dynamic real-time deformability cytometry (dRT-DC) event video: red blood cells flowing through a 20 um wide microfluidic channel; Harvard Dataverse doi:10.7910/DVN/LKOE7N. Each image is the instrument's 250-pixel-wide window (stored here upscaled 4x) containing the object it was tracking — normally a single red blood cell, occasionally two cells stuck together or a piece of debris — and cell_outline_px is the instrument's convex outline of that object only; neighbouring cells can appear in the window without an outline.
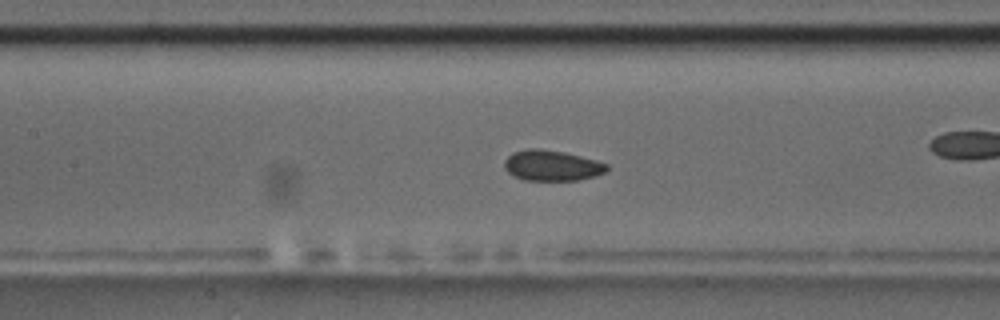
{"species": "common noctule bat (a hibernating species)", "species_latin": "Nyctalus noctula", "temperature_condition": "room temperature", "stored_images_in_passage": 56, "camera_frame_rate_fps": 3000, "um_per_image_px": 0.085, "animal": {"sex": "male", "body_mass_g": 17.5, "forearm_length_mm": 52.3}, "frame": {"image": 1, "passage_image": 25, "time_ms": 8.0, "image_size_px": [1000, 320], "cell_outline_px": [[608, 168], [604, 172], [596, 176], [576, 180], [524, 180], [508, 172], [504, 168], [504, 160], [512, 152], [528, 148], [540, 148], [564, 152], [596, 160], [608, 164]], "centroid_in_image_um": [46.89, 14.06], "position_along_channel_um": 160.5, "area_um2": 18.26}, "authors_computed_cell_mechanics": {"area_um2": 18.4671, "velocity_mm_per_s": 3.6876, "shape_relaxation_time_tau1_ms": 3.5482, "shape_relaxation_time_tau2_ms": 2.6622, "deformation_change_tau1": 0.0358, "deformation_change_tau2": 0.0663}}